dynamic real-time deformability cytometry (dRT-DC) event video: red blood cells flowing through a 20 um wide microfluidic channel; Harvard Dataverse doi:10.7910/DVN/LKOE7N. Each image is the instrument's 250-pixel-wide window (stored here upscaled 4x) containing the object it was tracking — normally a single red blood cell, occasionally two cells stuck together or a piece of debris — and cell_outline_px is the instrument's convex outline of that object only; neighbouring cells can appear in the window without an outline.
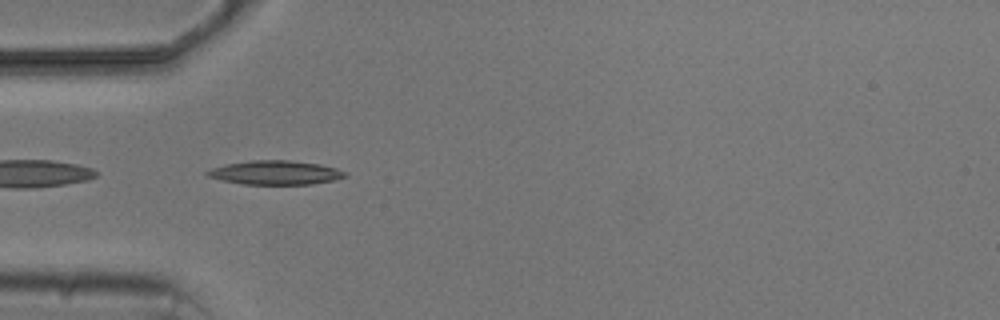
{"species": "common noctule bat (a hibernating species)", "species_latin": "Nyctalus noctula", "temperature_condition": "cold", "stored_images_in_passage": 5, "camera_frame_rate_fps": 3000, "um_per_image_px": 0.085, "animal": {"sex": "male", "body_mass_g": 20.5, "forearm_length_mm": 52.5}, "frame": {"image": 1, "passage_image": 4, "time_ms": 3.667, "image_size_px": [1000, 320], "cell_outline_px": [[348, 176], [332, 180], [312, 184], [244, 184], [224, 180], [208, 176], [204, 172], [212, 168], [228, 164], [252, 160], [288, 160], [320, 164], [336, 168], [348, 172]], "centroid_in_image_um": [23.46, 14.67], "position_along_channel_um": 61.5, "area_um2": 19.07}}